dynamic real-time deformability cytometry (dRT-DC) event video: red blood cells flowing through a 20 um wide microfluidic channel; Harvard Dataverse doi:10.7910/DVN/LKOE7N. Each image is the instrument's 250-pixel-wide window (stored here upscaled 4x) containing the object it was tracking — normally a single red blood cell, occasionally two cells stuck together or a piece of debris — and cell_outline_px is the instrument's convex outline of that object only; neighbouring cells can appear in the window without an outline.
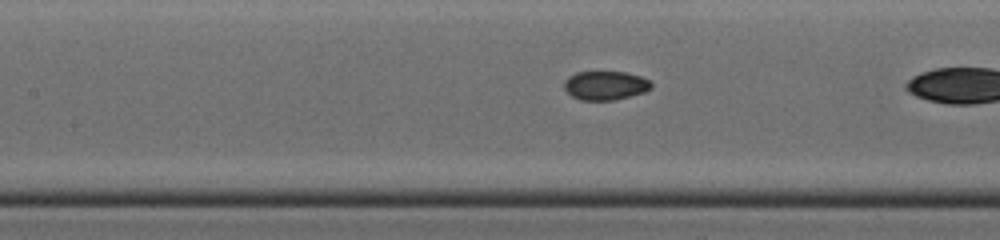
{"species": "common noctule bat (a hibernating species)", "species_latin": "Nyctalus noctula", "temperature_condition": "cold", "stored_images_in_passage": 26, "camera_frame_rate_fps": 3000, "um_per_image_px": 0.085, "animal": {"sex": "male", "body_mass_g": 19.0, "forearm_length_mm": 50.8}, "frame": {"image": 1, "passage_image": 17, "time_ms": 5.333, "image_size_px": [1000, 240], "cell_outline_px": [[652, 88], [644, 92], [612, 100], [580, 100], [572, 96], [564, 88], [564, 80], [568, 76], [576, 72], [624, 72], [640, 76], [648, 80], [652, 84]], "centroid_in_image_um": [51.43, 7.26], "position_along_channel_um": 156.0, "area_um2": 14.57}}
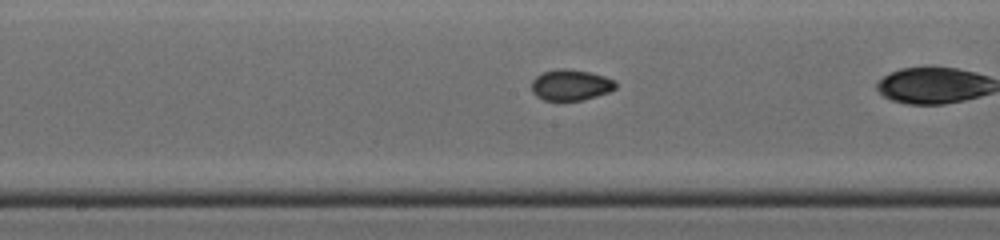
{"frame": {"image": 2, "passage_image": 20, "time_ms": 6.333, "image_size_px": [1000, 240], "cell_outline_px": [[616, 88], [608, 92], [596, 96], [580, 100], [544, 100], [536, 96], [532, 92], [532, 80], [536, 76], [544, 72], [560, 68], [564, 68], [588, 72], [604, 76], [612, 80], [616, 84]], "centroid_in_image_um": [48.48, 7.22], "position_along_channel_um": 199.7, "area_um2": 14.91}}